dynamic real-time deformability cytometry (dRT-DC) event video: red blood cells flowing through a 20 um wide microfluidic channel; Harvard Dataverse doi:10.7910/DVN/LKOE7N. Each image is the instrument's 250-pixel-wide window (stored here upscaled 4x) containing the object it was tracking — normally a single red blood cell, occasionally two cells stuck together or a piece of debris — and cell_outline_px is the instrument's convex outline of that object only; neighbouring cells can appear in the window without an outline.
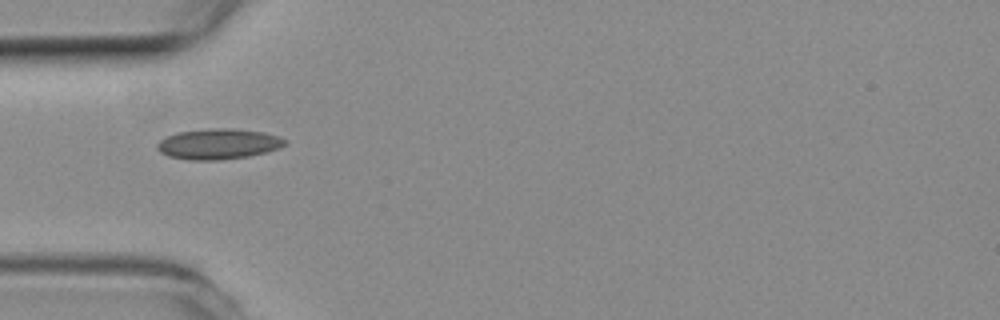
{"species": "common noctule bat (a hibernating species)", "species_latin": "Nyctalus noctula", "temperature_condition": "room temperature", "stored_images_in_passage": 3, "camera_frame_rate_fps": 3000, "um_per_image_px": 0.085, "animal": {"sex": "female", "body_mass_g": 19.3, "forearm_length_mm": 54.1}, "frame": {"image": 1, "passage_image": 1, "time_ms": 0.0, "image_size_px": [1000, 320], "cell_outline_px": [[288, 144], [280, 148], [248, 156], [220, 160], [188, 160], [168, 156], [160, 152], [156, 148], [156, 144], [164, 136], [176, 132], [212, 128], [232, 128], [264, 132], [288, 140]], "centroid_in_image_um": [18.53, 12.23], "position_along_channel_um": 66.5, "area_um2": 22.95}}
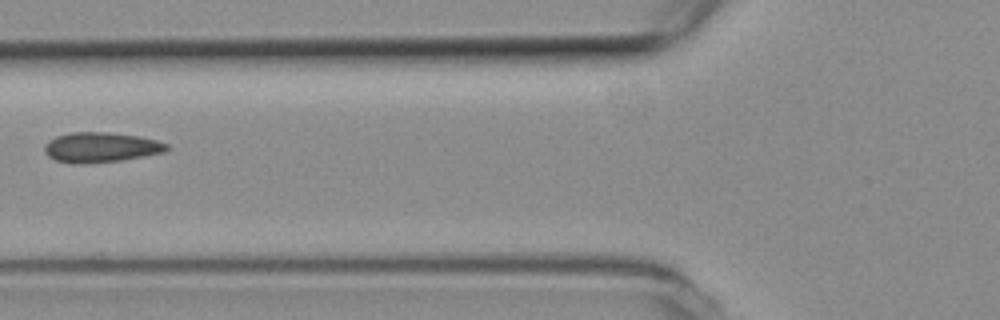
{"frame": {"image": 2, "passage_image": 2, "time_ms": 0.333, "image_size_px": [1000, 320], "cell_outline_px": [[168, 148], [164, 152], [144, 156], [120, 160], [76, 164], [56, 160], [48, 156], [44, 152], [44, 144], [48, 140], [56, 136], [72, 132], [108, 132], [140, 136], [156, 140], [168, 144]], "centroid_in_image_um": [8.54, 12.51], "position_along_channel_um": 117.3, "area_um2": 21.33}}
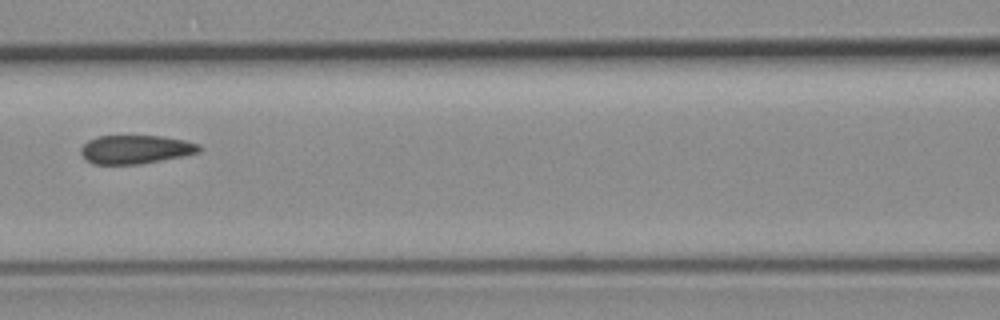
{"frame": {"image": 3, "passage_image": 3, "time_ms": 0.667, "image_size_px": [1000, 320], "cell_outline_px": [[204, 148], [200, 152], [184, 156], [140, 164], [92, 164], [80, 152], [80, 148], [88, 140], [96, 136], [160, 136], [184, 140], [200, 144]], "centroid_in_image_um": [11.56, 12.7], "position_along_channel_um": 155.0, "area_um2": 19.83}}